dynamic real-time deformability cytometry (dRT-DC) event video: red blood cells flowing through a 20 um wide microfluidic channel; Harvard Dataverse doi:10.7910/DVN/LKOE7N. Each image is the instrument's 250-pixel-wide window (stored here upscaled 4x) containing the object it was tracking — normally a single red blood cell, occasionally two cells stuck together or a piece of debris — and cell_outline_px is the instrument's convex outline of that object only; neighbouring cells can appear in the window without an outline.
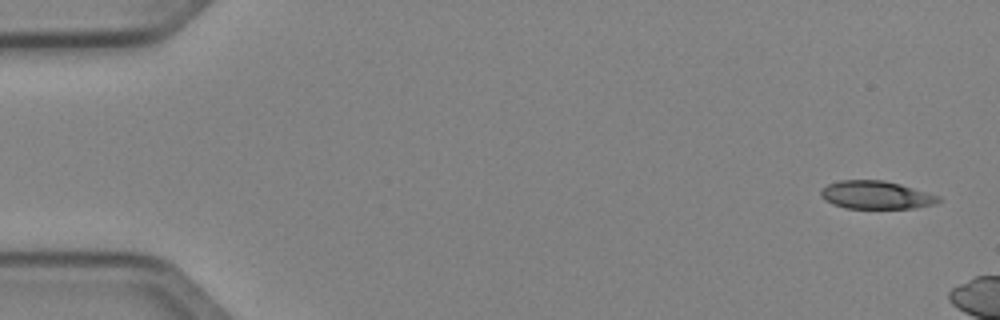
{"species": "Egyptian fruit bat (a non-hibernating species)", "species_latin": "Rousettus aegyptiacus", "temperature_condition": "cold", "stored_images_in_passage": 5, "camera_frame_rate_fps": 3000, "um_per_image_px": 0.085, "animal": {"sex": "female"}, "frame": {"image": 1, "passage_image": 1, "time_ms": 0.0, "image_size_px": [1000, 320], "cell_outline_px": [[944, 200], [936, 204], [916, 208], [844, 208], [832, 204], [824, 200], [820, 196], [820, 192], [828, 184], [840, 180], [884, 180], [900, 184], [940, 196]], "centroid_in_image_um": [74.49, 16.58], "position_along_channel_um": 10.5, "area_um2": 19.36}}